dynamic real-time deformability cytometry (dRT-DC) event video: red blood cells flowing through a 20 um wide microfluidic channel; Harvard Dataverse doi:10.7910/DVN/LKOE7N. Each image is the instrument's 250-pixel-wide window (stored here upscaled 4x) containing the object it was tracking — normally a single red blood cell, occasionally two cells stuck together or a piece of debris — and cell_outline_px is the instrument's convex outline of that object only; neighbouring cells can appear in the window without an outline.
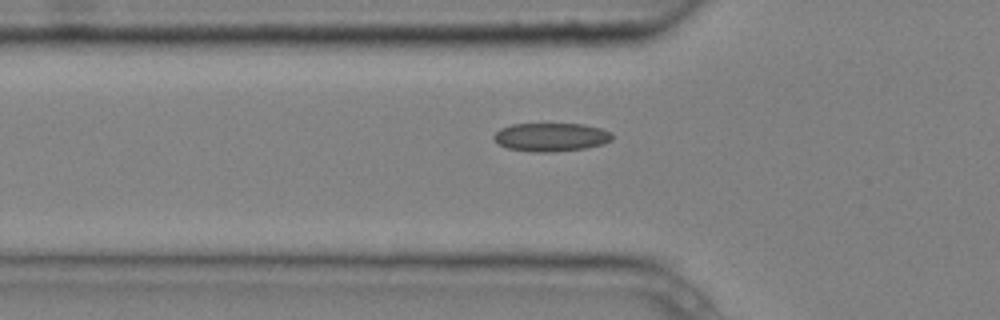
{"species": "common noctule bat (a hibernating species)", "species_latin": "Nyctalus noctula", "temperature_condition": "cold", "stored_images_in_passage": 5, "camera_frame_rate_fps": 3000, "um_per_image_px": 0.085, "animal": {"sex": "male", "body_mass_g": 20.4}, "frame": {"image": 1, "passage_image": 5, "time_ms": 1.333, "image_size_px": [1000, 320], "cell_outline_px": [[612, 140], [604, 144], [584, 148], [552, 152], [532, 152], [508, 148], [500, 144], [492, 136], [500, 128], [512, 124], [584, 124], [600, 128], [612, 132]], "centroid_in_image_um": [46.85, 11.65], "position_along_channel_um": 78.9, "area_um2": 19.59}}